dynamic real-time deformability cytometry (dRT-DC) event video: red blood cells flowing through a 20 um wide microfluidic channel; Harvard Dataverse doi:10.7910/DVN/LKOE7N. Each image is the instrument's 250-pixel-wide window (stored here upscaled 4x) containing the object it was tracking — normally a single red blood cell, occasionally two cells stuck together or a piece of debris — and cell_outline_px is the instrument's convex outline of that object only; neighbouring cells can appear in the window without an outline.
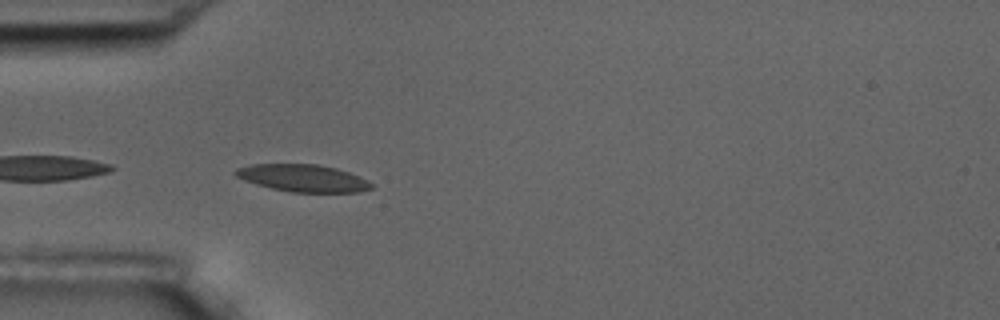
{"species": "common noctule bat (a hibernating species)", "species_latin": "Nyctalus noctula", "temperature_condition": "room temperature", "stored_images_in_passage": 4, "camera_frame_rate_fps": 3000, "um_per_image_px": 0.085, "animal": {"sex": "male", "body_mass_g": 17.5, "forearm_length_mm": 52.3}, "frame": {"image": 1, "passage_image": 4, "time_ms": 3.333, "image_size_px": [1000, 320], "cell_outline_px": [[372, 188], [360, 192], [288, 192], [256, 184], [244, 180], [236, 176], [232, 172], [236, 168], [252, 164], [316, 164], [336, 168], [360, 176], [368, 180], [372, 184]], "centroid_in_image_um": [25.74, 15.14], "position_along_channel_um": 59.3, "area_um2": 21.62}}